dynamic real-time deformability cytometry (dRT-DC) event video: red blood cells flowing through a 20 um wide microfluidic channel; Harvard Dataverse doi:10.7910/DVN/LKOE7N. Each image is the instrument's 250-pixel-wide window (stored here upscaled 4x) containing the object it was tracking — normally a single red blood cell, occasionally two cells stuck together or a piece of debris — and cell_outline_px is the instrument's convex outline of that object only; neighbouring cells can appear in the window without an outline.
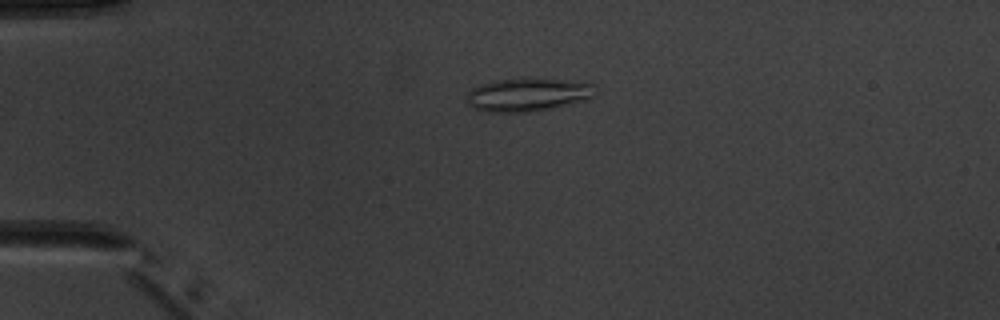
{"species": "common noctule bat (a hibernating species)", "species_latin": "Nyctalus noctula", "temperature_condition": "warm", "stored_images_in_passage": 5, "camera_frame_rate_fps": 3000, "um_per_image_px": 0.085, "animal": {"sex": "male", "body_mass_g": 20.1, "forearm_length_mm": 53.5}, "frame": {"image": 1, "passage_image": 5, "time_ms": 4.667, "image_size_px": [1000, 320], "cell_outline_px": [[596, 96], [548, 108], [528, 112], [488, 112], [472, 108], [468, 104], [468, 92], [472, 88], [480, 84], [496, 80], [524, 76], [588, 80], [596, 84]], "centroid_in_image_um": [44.93, 7.97], "position_along_channel_um": 40.1, "area_um2": 25.78}}